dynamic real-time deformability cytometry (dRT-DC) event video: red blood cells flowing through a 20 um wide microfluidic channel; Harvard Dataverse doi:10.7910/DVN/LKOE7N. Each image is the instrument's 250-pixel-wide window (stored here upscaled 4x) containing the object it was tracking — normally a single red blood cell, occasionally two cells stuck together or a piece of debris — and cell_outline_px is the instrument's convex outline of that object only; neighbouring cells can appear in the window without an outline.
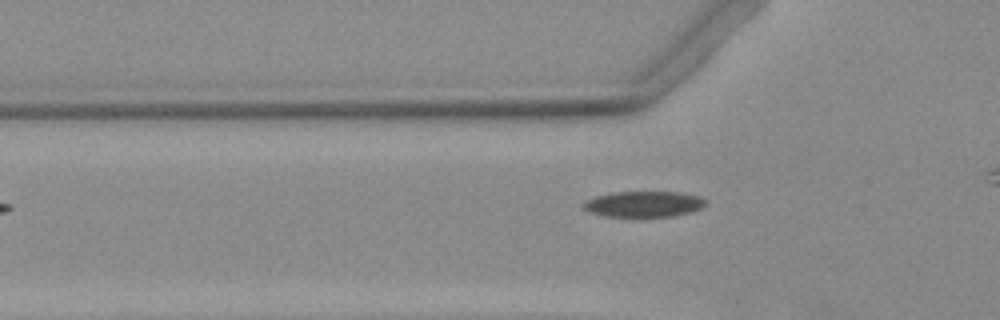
{"species": "Egyptian fruit bat (a non-hibernating species)", "species_latin": "Rousettus aegyptiacus", "temperature_condition": "warm", "stored_images_in_passage": 7, "camera_frame_rate_fps": 3000, "um_per_image_px": 0.085, "animal": {"sex": "female"}, "frame": {"image": 1, "passage_image": 3, "time_ms": 0.667, "image_size_px": [1000, 320], "cell_outline_px": [[708, 204], [692, 212], [672, 216], [636, 220], [604, 216], [588, 212], [580, 208], [580, 204], [584, 200], [596, 196], [612, 192], [680, 192], [700, 196], [708, 200]], "centroid_in_image_um": [54.66, 17.39], "position_along_channel_um": 71.1, "area_um2": 19.71}}